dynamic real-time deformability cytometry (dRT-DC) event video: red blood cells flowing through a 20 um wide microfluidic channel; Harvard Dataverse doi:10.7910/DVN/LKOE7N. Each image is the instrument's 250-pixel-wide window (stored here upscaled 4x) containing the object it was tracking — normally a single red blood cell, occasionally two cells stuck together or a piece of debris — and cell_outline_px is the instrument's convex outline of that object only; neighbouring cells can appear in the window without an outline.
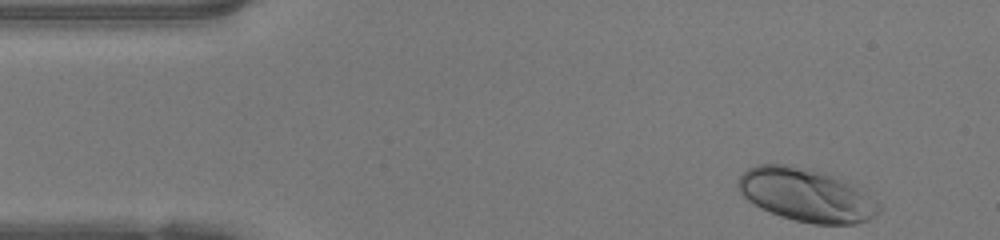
{"species": "human", "species_latin": "Homo sapiens", "temperature_condition": "warm", "stored_images_in_passage": 35, "camera_frame_rate_fps": 3000, "um_per_image_px": 0.085, "donor": {"sex": "female"}, "frame": {"image": 1, "passage_image": 1, "time_ms": 0.0, "image_size_px": [1000, 240], "cell_outline_px": [[884, 208], [876, 216], [868, 220], [856, 224], [812, 224], [780, 216], [748, 200], [736, 188], [736, 184], [740, 176], [748, 168], [756, 164], [788, 164], [812, 168], [828, 172], [864, 184]], "centroid_in_image_um": [68.7, 16.53], "position_along_channel_um": 16.3, "area_um2": 45.37}}
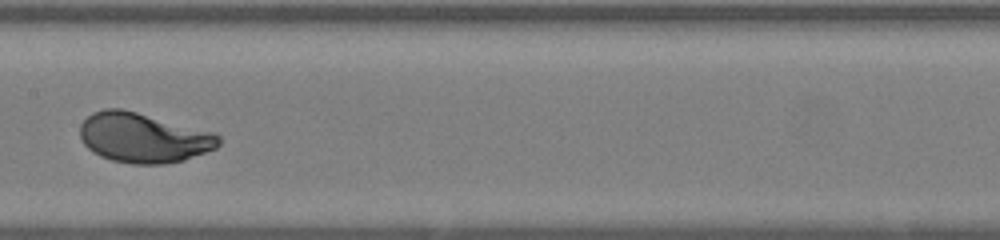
{"frame": {"image": 2, "passage_image": 20, "time_ms": 6.333, "image_size_px": [1000, 240], "cell_outline_px": [[220, 144], [216, 148], [184, 160], [164, 164], [132, 164], [112, 160], [100, 156], [92, 152], [84, 144], [80, 136], [80, 124], [92, 112], [104, 108], [120, 108], [216, 132], [220, 136]], "centroid_in_image_um": [12.19, 11.71], "position_along_channel_um": 195.2, "area_um2": 40.4}}
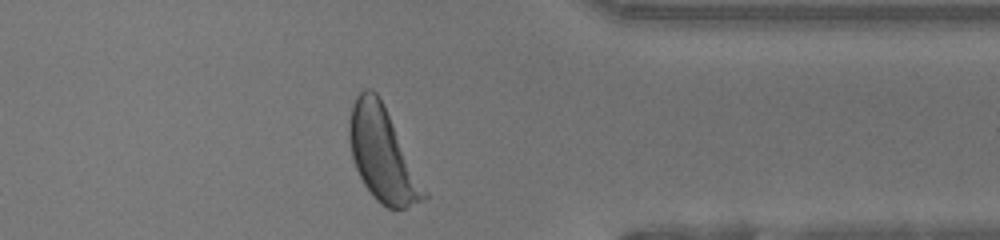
{"frame": {"image": 3, "passage_image": 34, "time_ms": 11.0, "image_size_px": [1000, 240], "cell_outline_px": [[428, 196], [404, 208], [388, 208], [380, 204], [372, 196], [364, 184], [356, 168], [352, 156], [348, 136], [348, 124], [352, 104], [356, 96], [364, 88], [372, 88], [380, 96], [428, 192]], "centroid_in_image_um": [32.49, 13.09], "position_along_channel_um": 378.9, "area_um2": 40.75}, "authors_computed_cell_mechanics": {"area_um2": 39.5352, "velocity_mm_per_s": 4.2107, "shape_relaxation_time_tau1_ms": 2.2496, "shape_relaxation_time_tau2_ms": null, "deformation_change_tau1": 0.1981, "deformation_change_tau2": null}}